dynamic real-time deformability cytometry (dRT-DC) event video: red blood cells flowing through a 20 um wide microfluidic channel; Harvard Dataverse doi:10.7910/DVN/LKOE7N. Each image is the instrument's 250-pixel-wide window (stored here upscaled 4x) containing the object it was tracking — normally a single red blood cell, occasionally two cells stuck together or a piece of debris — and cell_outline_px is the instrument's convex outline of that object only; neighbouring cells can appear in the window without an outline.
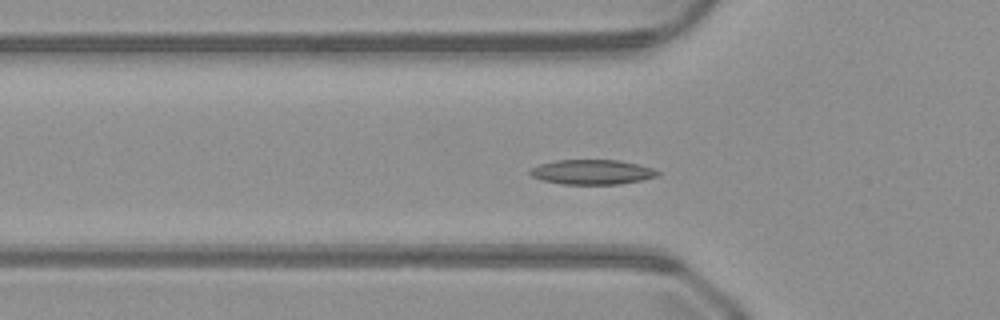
{"species": "common noctule bat (a hibernating species)", "species_latin": "Nyctalus noctula", "temperature_condition": "warm", "stored_images_in_passage": 46, "camera_frame_rate_fps": 3000, "um_per_image_px": 0.085, "animal": {"sex": "male", "body_mass_g": 23.1, "forearm_length_mm": 52.7}, "frame": {"image": 1, "passage_image": 11, "time_ms": 3.333, "image_size_px": [1000, 320], "cell_outline_px": [[660, 172], [656, 176], [640, 180], [620, 184], [560, 184], [544, 180], [532, 176], [528, 172], [532, 168], [540, 164], [556, 160], [620, 160], [652, 168]], "centroid_in_image_um": [50.31, 14.62], "position_along_channel_um": 75.5, "area_um2": 18.21}}
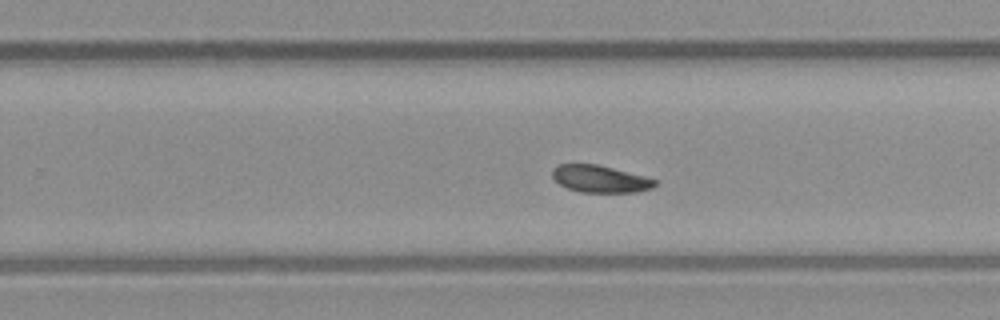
{"frame": {"image": 2, "passage_image": 26, "time_ms": 8.333, "image_size_px": [1000, 320], "cell_outline_px": [[656, 184], [652, 188], [636, 192], [580, 192], [568, 188], [560, 184], [552, 176], [552, 168], [556, 164], [596, 164], [644, 176], [656, 180]], "centroid_in_image_um": [50.98, 15.2], "position_along_channel_um": 278.8, "area_um2": 16.07}}
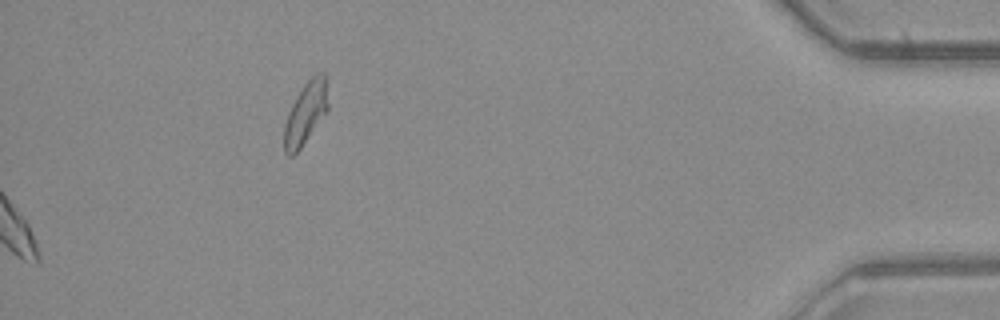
{"frame": {"image": 3, "passage_image": 46, "time_ms": 15.0, "image_size_px": [1000, 320], "cell_outline_px": [[328, 112], [300, 148], [292, 156], [288, 156], [284, 152], [284, 124], [288, 112], [296, 96], [304, 84], [316, 72], [324, 72], [328, 76]], "centroid_in_image_um": [26.02, 9.56], "position_along_channel_um": 409.2, "area_um2": 16.36}}